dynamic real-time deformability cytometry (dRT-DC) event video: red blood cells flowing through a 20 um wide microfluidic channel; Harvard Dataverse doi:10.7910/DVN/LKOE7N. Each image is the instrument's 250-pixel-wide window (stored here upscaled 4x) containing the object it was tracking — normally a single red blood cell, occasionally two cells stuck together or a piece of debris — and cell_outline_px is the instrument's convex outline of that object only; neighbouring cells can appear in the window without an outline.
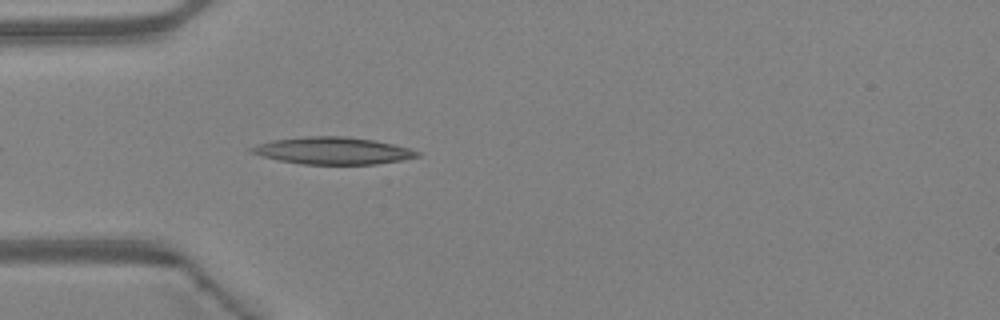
{"species": "Egyptian fruit bat (a non-hibernating species)", "species_latin": "Rousettus aegyptiacus", "temperature_condition": "warm", "stored_images_in_passage": 20, "camera_frame_rate_fps": 3000, "um_per_image_px": 0.085, "animal": {"sex": "female"}, "frame": {"image": 1, "passage_image": 4, "time_ms": 1.0, "image_size_px": [1000, 320], "cell_outline_px": [[420, 156], [400, 160], [376, 164], [300, 164], [280, 160], [248, 152], [248, 148], [272, 140], [304, 136], [344, 136], [372, 140], [392, 144], [408, 148], [420, 152]], "centroid_in_image_um": [28.26, 12.81], "position_along_channel_um": 56.7, "area_um2": 25.95}}
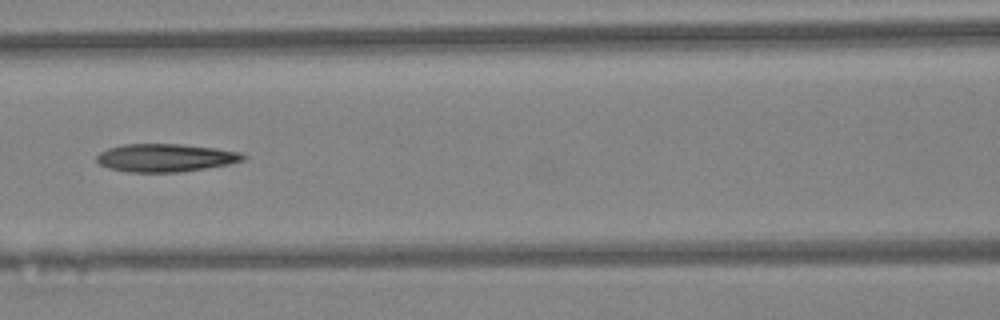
{"frame": {"image": 2, "passage_image": 11, "time_ms": 3.333, "image_size_px": [1000, 320], "cell_outline_px": [[248, 156], [244, 160], [228, 164], [180, 172], [128, 172], [108, 168], [100, 164], [96, 160], [96, 156], [100, 152], [108, 148], [124, 144], [180, 144], [216, 148], [240, 152]], "centroid_in_image_um": [14.06, 13.41], "position_along_channel_um": 152.5, "area_um2": 23.87}}
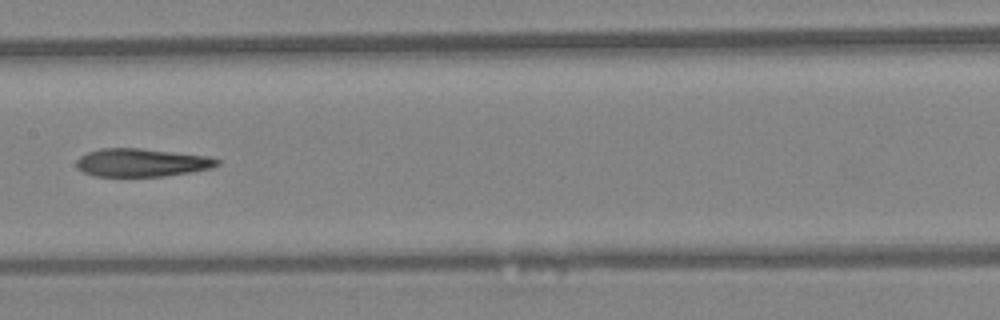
{"frame": {"image": 3, "passage_image": 14, "time_ms": 4.333, "image_size_px": [1000, 320], "cell_outline_px": [[220, 164], [212, 168], [192, 172], [164, 176], [92, 176], [76, 168], [76, 160], [80, 156], [88, 152], [100, 148], [140, 148], [208, 156], [220, 160]], "centroid_in_image_um": [12.03, 13.82], "position_along_channel_um": 195.4, "area_um2": 23.18}}